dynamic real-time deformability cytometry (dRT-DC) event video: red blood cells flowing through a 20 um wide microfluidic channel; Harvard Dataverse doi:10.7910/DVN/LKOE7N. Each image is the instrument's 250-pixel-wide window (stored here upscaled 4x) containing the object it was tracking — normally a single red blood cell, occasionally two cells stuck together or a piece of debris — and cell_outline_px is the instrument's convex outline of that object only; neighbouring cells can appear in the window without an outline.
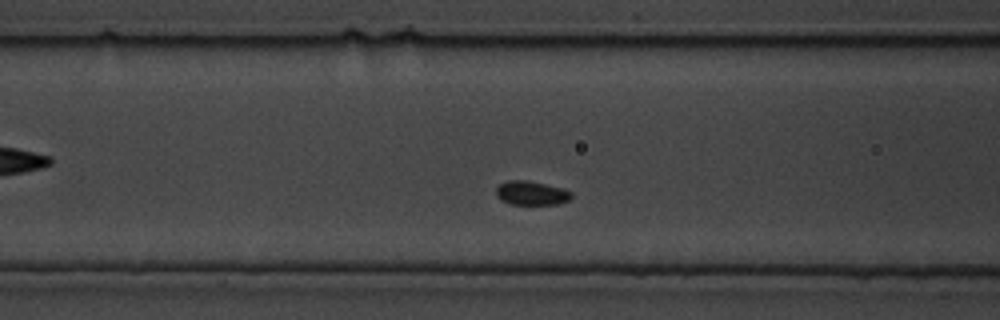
{"species": "common noctule bat (a hibernating species)", "species_latin": "Nyctalus noctula", "temperature_condition": "cold", "stored_images_in_passage": 5, "camera_frame_rate_fps": 3000, "um_per_image_px": 0.085, "animal": {"sex": "male", "body_mass_g": 19.5, "forearm_length_mm": 54.6}, "frame": {"image": 1, "passage_image": 4, "time_ms": 1.0, "image_size_px": [1000, 320], "cell_outline_px": [[572, 196], [568, 200], [556, 204], [508, 204], [500, 200], [496, 196], [496, 188], [500, 184], [508, 180], [524, 180], [564, 188], [572, 192]], "centroid_in_image_um": [45.14, 16.41], "position_along_channel_um": 121.5, "area_um2": 10.52}}